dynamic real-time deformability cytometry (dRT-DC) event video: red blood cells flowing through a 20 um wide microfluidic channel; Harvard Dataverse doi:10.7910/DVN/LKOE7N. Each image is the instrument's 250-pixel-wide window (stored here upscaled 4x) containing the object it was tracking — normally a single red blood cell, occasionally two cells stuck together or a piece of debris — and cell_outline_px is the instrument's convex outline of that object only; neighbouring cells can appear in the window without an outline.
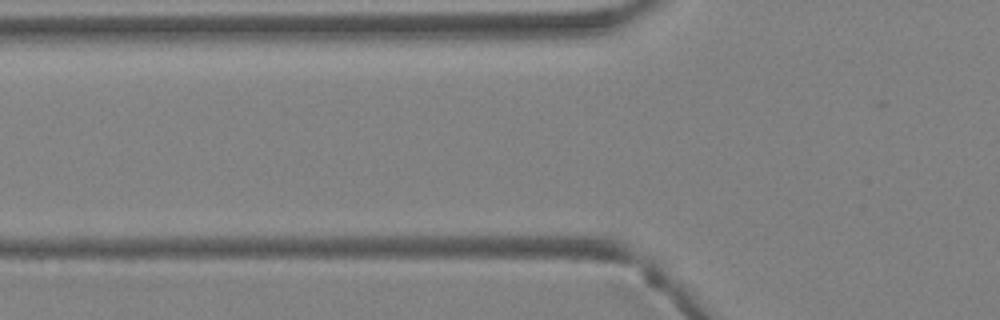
{"species": "Egyptian fruit bat (a non-hibernating species)", "species_latin": "Rousettus aegyptiacus", "temperature_condition": "warm", "stored_images_in_passage": 2, "camera_frame_rate_fps": 3000, "um_per_image_px": 0.085, "animal": {"sex": "female"}, "frame": {"image": 1, "passage_image": 2, "time_ms": 0.333, "image_size_px": [1000, 320], "cell_outline_px": [[624, 264], [620, 264], [476, 260], [444, 256], [464, 248], [544, 248], [588, 252], [612, 256], [624, 260]], "centroid_in_image_um": [45.43, 21.73], "position_along_channel_um": 80.4, "area_um2": 14.22}}